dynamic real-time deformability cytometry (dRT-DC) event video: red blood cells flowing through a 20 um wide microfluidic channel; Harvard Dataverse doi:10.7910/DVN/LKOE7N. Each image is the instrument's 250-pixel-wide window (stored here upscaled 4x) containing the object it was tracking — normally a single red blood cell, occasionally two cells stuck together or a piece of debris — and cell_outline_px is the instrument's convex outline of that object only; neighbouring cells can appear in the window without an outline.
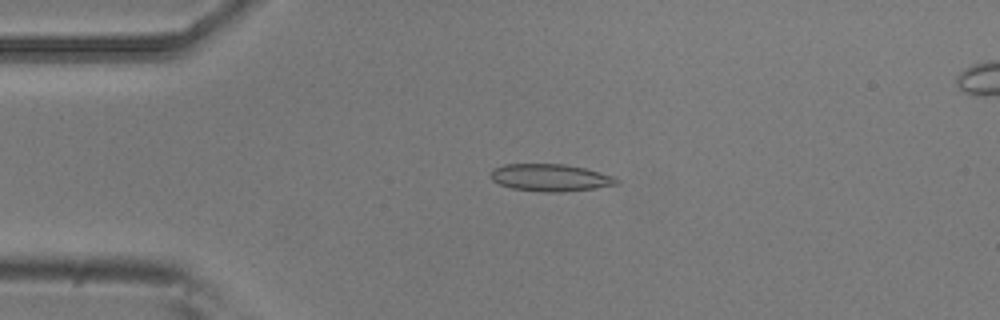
{"species": "common noctule bat (a hibernating species)", "species_latin": "Nyctalus noctula", "temperature_condition": "room temperature", "stored_images_in_passage": 4, "camera_frame_rate_fps": 3000, "um_per_image_px": 0.085, "animal": {"sex": "male", "body_mass_g": 20.5, "forearm_length_mm": 52.5}, "frame": {"image": 1, "passage_image": 3, "time_ms": 0.667, "image_size_px": [1000, 320], "cell_outline_px": [[620, 184], [564, 192], [544, 192], [512, 188], [500, 184], [492, 180], [488, 176], [492, 168], [504, 164], [564, 164], [584, 168], [616, 176], [620, 180]], "centroid_in_image_um": [46.77, 15.09], "position_along_channel_um": 38.2, "area_um2": 20.17}}